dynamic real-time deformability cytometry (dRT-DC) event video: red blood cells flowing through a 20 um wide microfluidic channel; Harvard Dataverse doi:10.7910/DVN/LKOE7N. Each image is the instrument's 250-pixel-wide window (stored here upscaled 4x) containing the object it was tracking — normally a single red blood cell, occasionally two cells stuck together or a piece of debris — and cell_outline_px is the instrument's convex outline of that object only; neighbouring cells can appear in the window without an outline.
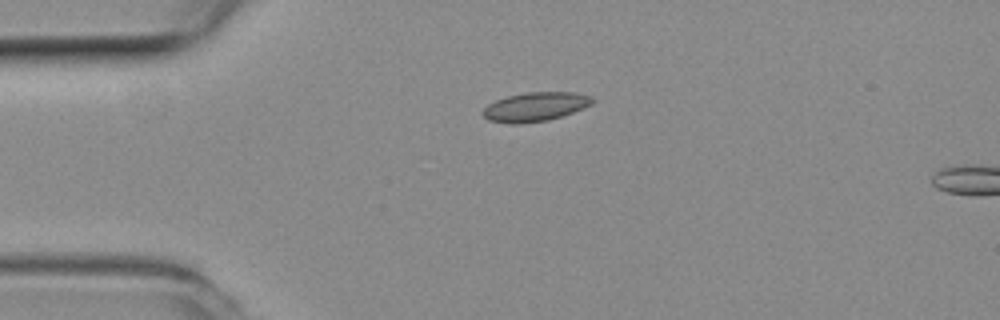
{"species": "common noctule bat (a hibernating species)", "species_latin": "Nyctalus noctula", "temperature_condition": "room temperature", "stored_images_in_passage": 3, "camera_frame_rate_fps": 3000, "um_per_image_px": 0.085, "animal": {"sex": "female", "body_mass_g": 19.3, "forearm_length_mm": 54.1}, "frame": {"image": 1, "passage_image": 1, "time_ms": 0.0, "image_size_px": [1000, 320], "cell_outline_px": [[596, 100], [592, 104], [572, 112], [548, 120], [520, 124], [508, 124], [488, 120], [480, 112], [488, 104], [496, 100], [508, 96], [528, 92], [576, 92], [592, 96]], "centroid_in_image_um": [45.49, 9.08], "position_along_channel_um": 39.5, "area_um2": 18.61}}